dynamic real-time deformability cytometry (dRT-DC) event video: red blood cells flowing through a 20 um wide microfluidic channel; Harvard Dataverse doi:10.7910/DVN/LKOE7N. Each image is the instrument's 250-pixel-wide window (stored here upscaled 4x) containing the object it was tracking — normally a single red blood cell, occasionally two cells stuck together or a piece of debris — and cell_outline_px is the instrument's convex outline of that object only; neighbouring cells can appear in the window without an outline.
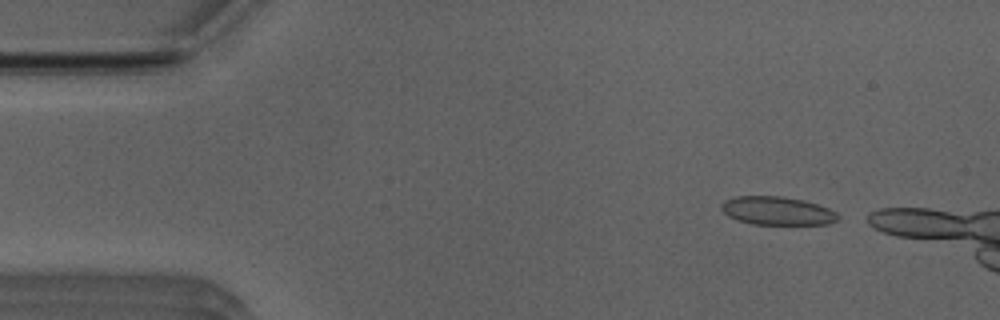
{"species": "Egyptian fruit bat (a non-hibernating species)", "species_latin": "Rousettus aegyptiacus", "temperature_condition": "room temperature", "stored_images_in_passage": 11, "camera_frame_rate_fps": 3000, "um_per_image_px": 0.085, "animal": {"sex": "male"}, "frame": {"image": 1, "passage_image": 2, "time_ms": 0.333, "image_size_px": [1000, 320], "cell_outline_px": [[840, 216], [836, 220], [828, 224], [752, 224], [728, 216], [720, 208], [720, 204], [724, 200], [736, 196], [780, 196], [804, 200], [828, 208], [836, 212]], "centroid_in_image_um": [66.04, 17.91], "position_along_channel_um": 19.0, "area_um2": 19.19}}